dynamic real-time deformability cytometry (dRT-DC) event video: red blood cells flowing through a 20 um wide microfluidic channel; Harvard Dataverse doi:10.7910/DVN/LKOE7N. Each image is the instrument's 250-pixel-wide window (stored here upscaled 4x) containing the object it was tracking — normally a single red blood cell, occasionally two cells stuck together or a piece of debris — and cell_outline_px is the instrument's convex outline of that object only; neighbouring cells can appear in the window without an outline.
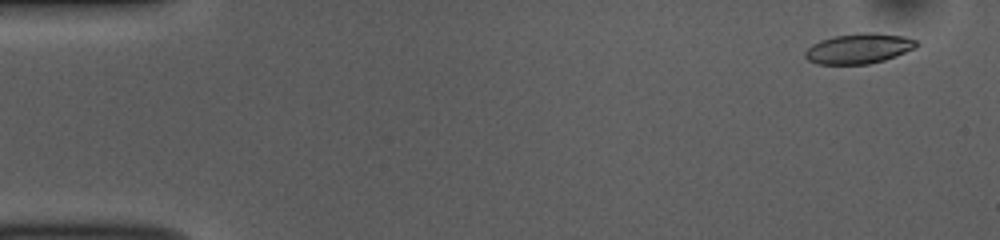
{"species": "common noctule bat (a hibernating species)", "species_latin": "Nyctalus noctula", "temperature_condition": "room temperature", "stored_images_in_passage": 54, "camera_frame_rate_fps": 3000, "um_per_image_px": 0.085, "animal": {"sex": "female", "body_mass_g": 10.0, "forearm_length_mm": 53.1}, "frame": {"image": 1, "passage_image": 3, "time_ms": 0.667, "image_size_px": [1000, 240], "cell_outline_px": [[920, 44], [916, 48], [896, 56], [884, 60], [868, 64], [816, 64], [808, 60], [804, 56], [804, 52], [812, 44], [820, 40], [836, 36], [860, 32], [872, 32], [904, 36], [916, 40]], "centroid_in_image_um": [73.02, 4.12], "position_along_channel_um": 12.0, "area_um2": 19.71}}
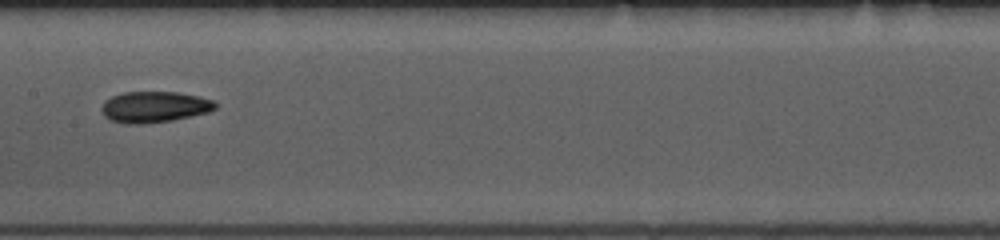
{"frame": {"image": 2, "passage_image": 27, "time_ms": 8.667, "image_size_px": [1000, 240], "cell_outline_px": [[216, 108], [208, 112], [192, 116], [172, 120], [144, 124], [124, 124], [108, 120], [104, 116], [100, 108], [104, 100], [112, 96], [124, 92], [176, 92], [216, 100]], "centroid_in_image_um": [13.08, 9.1], "position_along_channel_um": 194.3, "area_um2": 20.81}}
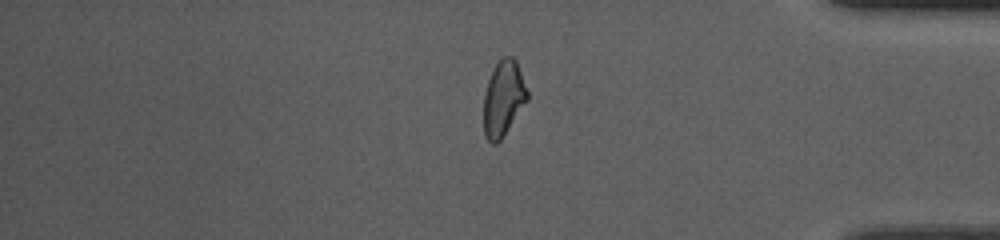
{"frame": {"image": 3, "passage_image": 45, "time_ms": 14.667, "image_size_px": [1000, 240], "cell_outline_px": [[528, 100], [500, 140], [496, 144], [492, 144], [484, 136], [484, 92], [492, 68], [504, 56], [512, 56], [516, 60], [528, 92]], "centroid_in_image_um": [42.78, 8.36], "position_along_channel_um": 392.4, "area_um2": 19.13}, "authors_computed_cell_mechanics": {"area_um2": 19.8832, "velocity_mm_per_s": 3.7215, "shape_relaxation_time_tau1_ms": 4.965, "shape_relaxation_time_tau2_ms": 3.0363, "deformation_change_tau1": 0.1702, "deformation_change_tau2": 0.0922}}